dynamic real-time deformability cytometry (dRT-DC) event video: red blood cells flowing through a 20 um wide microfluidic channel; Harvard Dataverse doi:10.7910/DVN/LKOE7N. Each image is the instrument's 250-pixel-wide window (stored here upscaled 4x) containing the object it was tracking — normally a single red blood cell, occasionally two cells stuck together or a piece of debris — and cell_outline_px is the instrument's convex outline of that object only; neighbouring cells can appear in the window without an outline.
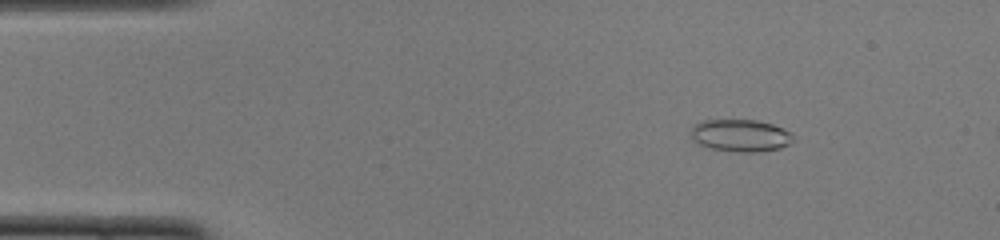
{"species": "common noctule bat (a hibernating species)", "species_latin": "Nyctalus noctula", "temperature_condition": "cold", "stored_images_in_passage": 15, "camera_frame_rate_fps": 3000, "um_per_image_px": 0.085, "animal": {"sex": "female", "body_mass_g": 22.0, "forearm_length_mm": 56.7}, "frame": {"image": 1, "passage_image": 7, "time_ms": 2.0, "image_size_px": [1000, 240], "cell_outline_px": [[796, 140], [780, 148], [760, 152], [732, 152], [712, 148], [700, 144], [692, 140], [692, 124], [700, 120], [756, 120], [772, 124], [792, 132]], "centroid_in_image_um": [62.96, 11.52], "position_along_channel_um": 22.0, "area_um2": 19.48}}